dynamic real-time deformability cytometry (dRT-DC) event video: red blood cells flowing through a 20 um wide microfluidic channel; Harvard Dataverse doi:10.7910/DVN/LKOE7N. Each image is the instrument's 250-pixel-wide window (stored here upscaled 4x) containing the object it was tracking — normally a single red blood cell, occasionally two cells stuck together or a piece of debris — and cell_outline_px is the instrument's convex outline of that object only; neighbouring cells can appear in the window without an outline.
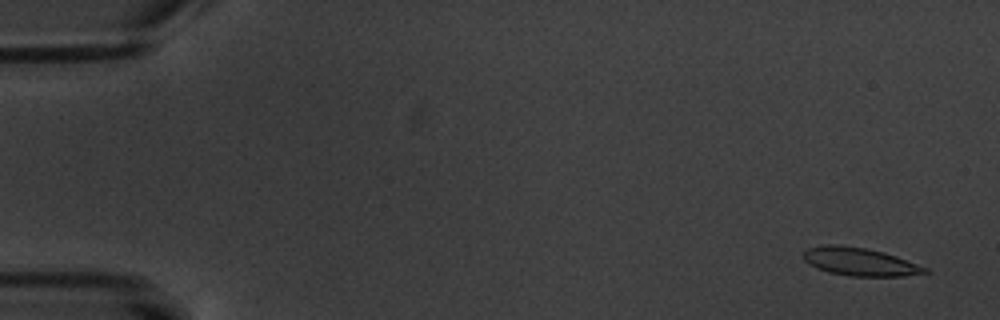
{"species": "common noctule bat (a hibernating species)", "species_latin": "Nyctalus noctula", "temperature_condition": "warm", "stored_images_in_passage": 5, "camera_frame_rate_fps": 3000, "um_per_image_px": 0.085, "animal": {"sex": "male", "body_mass_g": 20.1, "forearm_length_mm": 53.5}, "frame": {"image": 1, "passage_image": 1, "time_ms": 0.0, "image_size_px": [1000, 320], "cell_outline_px": [[932, 272], [904, 276], [848, 276], [828, 272], [816, 268], [808, 264], [800, 256], [808, 248], [824, 244], [840, 244], [864, 248], [884, 252], [896, 256], [928, 268]], "centroid_in_image_um": [73.05, 22.24], "position_along_channel_um": 12.0, "area_um2": 20.11}}
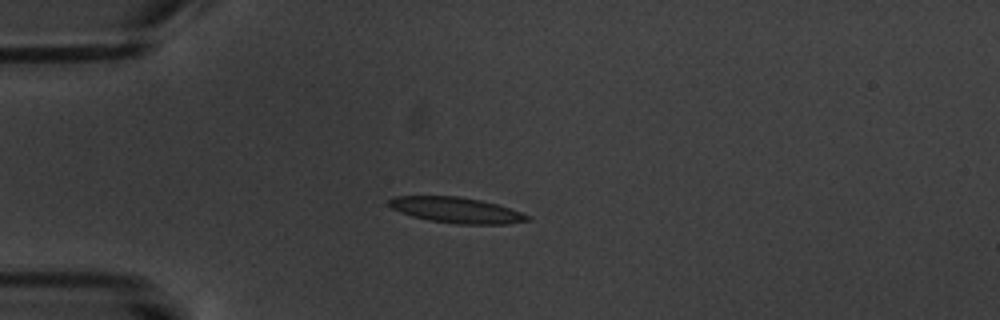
{"frame": {"image": 2, "passage_image": 5, "time_ms": 4.333, "image_size_px": [1000, 320], "cell_outline_px": [[532, 220], [508, 224], [456, 224], [428, 220], [412, 216], [400, 212], [392, 208], [388, 204], [388, 200], [392, 196], [460, 196], [480, 200], [496, 204], [532, 216]], "centroid_in_image_um": [38.79, 17.86], "position_along_channel_um": 46.2, "area_um2": 20.81}}